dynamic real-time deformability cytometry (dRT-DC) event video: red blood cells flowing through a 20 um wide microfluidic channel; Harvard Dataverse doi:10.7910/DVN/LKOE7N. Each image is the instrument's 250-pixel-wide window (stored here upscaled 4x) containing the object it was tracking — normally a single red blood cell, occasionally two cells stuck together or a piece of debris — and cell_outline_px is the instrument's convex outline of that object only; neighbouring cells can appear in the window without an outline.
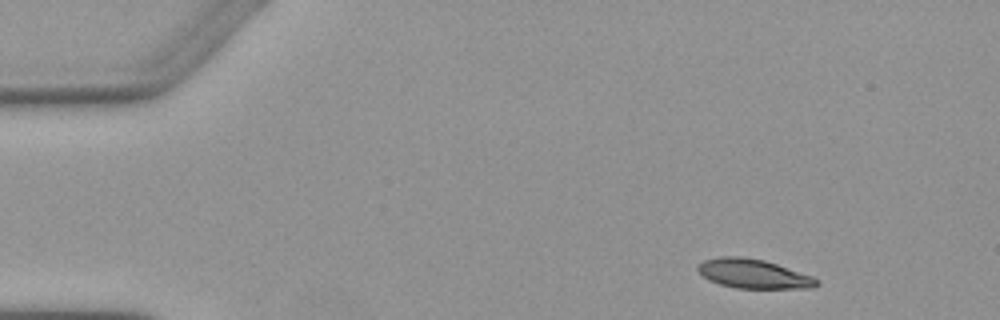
{"species": "Egyptian fruit bat (a non-hibernating species)", "species_latin": "Rousettus aegyptiacus", "temperature_condition": "warm", "stored_images_in_passage": 3, "camera_frame_rate_fps": 3000, "um_per_image_px": 0.085, "animal": {"sex": "female"}, "frame": {"image": 1, "passage_image": 1, "time_ms": 0.0, "image_size_px": [1000, 320], "cell_outline_px": [[820, 284], [812, 288], [736, 288], [720, 284], [708, 280], [696, 268], [704, 260], [720, 256], [740, 256], [764, 260], [812, 276], [820, 280]], "centroid_in_image_um": [64.05, 23.27], "position_along_channel_um": 20.9, "area_um2": 20.11}}
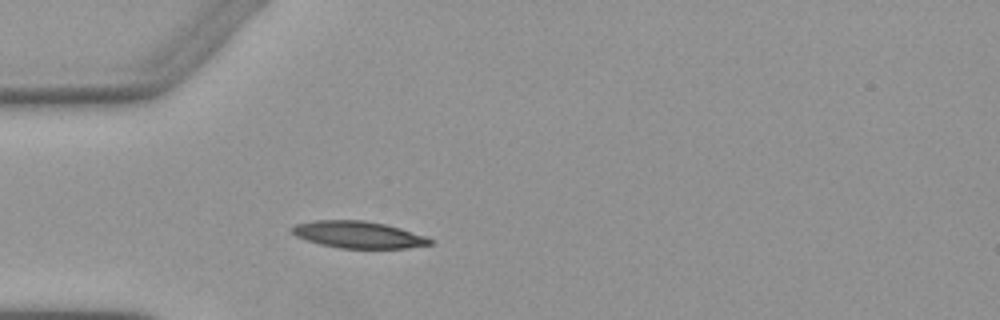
{"frame": {"image": 2, "passage_image": 3, "time_ms": 3.0, "image_size_px": [1000, 320], "cell_outline_px": [[432, 244], [408, 248], [340, 248], [320, 244], [296, 236], [292, 232], [292, 228], [296, 224], [316, 220], [364, 220], [384, 224], [400, 228], [428, 236], [432, 240]], "centroid_in_image_um": [30.5, 19.95], "position_along_channel_um": 54.5, "area_um2": 21.5}}